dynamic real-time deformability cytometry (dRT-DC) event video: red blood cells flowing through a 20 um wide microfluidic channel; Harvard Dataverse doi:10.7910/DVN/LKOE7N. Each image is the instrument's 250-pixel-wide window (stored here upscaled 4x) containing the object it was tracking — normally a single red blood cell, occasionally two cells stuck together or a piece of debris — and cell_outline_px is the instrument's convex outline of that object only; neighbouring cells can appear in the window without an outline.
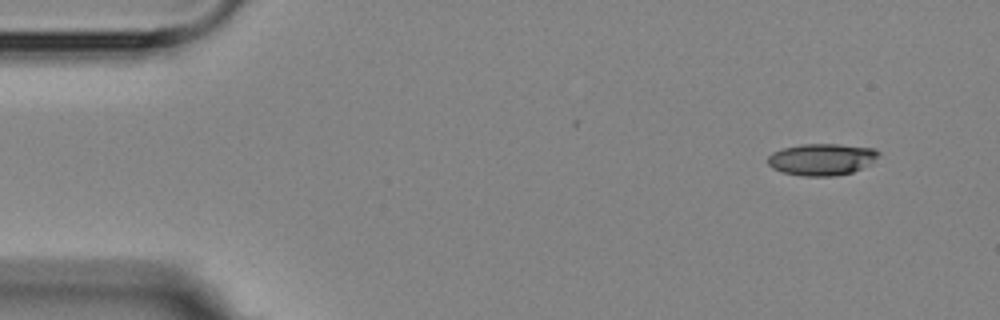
{"species": "Egyptian fruit bat (a non-hibernating species)", "species_latin": "Rousettus aegyptiacus", "temperature_condition": "room temperature", "stored_images_in_passage": 2, "camera_frame_rate_fps": 3000, "um_per_image_px": 0.085, "animal": {"sex": "female"}, "frame": {"image": 1, "passage_image": 2, "time_ms": 2.0, "image_size_px": [1000, 320], "cell_outline_px": [[880, 152], [872, 164], [852, 172], [832, 176], [804, 176], [780, 172], [772, 168], [768, 164], [768, 156], [772, 152], [784, 148], [800, 144], [840, 144], [872, 148]], "centroid_in_image_um": [69.84, 13.55], "position_along_channel_um": 15.2, "area_um2": 20.58}}